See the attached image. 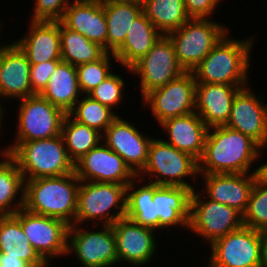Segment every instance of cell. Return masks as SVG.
<instances>
[{"mask_svg": "<svg viewBox=\"0 0 267 267\" xmlns=\"http://www.w3.org/2000/svg\"><path fill=\"white\" fill-rule=\"evenodd\" d=\"M229 31V27L212 18H190L167 36L179 64L185 71H192Z\"/></svg>", "mask_w": 267, "mask_h": 267, "instance_id": "cell-7", "label": "cell"}, {"mask_svg": "<svg viewBox=\"0 0 267 267\" xmlns=\"http://www.w3.org/2000/svg\"><path fill=\"white\" fill-rule=\"evenodd\" d=\"M85 225L69 226L67 256L75 255L83 267L117 266L116 239L112 225H99L101 230H88Z\"/></svg>", "mask_w": 267, "mask_h": 267, "instance_id": "cell-10", "label": "cell"}, {"mask_svg": "<svg viewBox=\"0 0 267 267\" xmlns=\"http://www.w3.org/2000/svg\"><path fill=\"white\" fill-rule=\"evenodd\" d=\"M28 31L14 42L30 64L61 60L60 21H30Z\"/></svg>", "mask_w": 267, "mask_h": 267, "instance_id": "cell-23", "label": "cell"}, {"mask_svg": "<svg viewBox=\"0 0 267 267\" xmlns=\"http://www.w3.org/2000/svg\"><path fill=\"white\" fill-rule=\"evenodd\" d=\"M60 22L99 44L106 51L107 23L104 4L72 1Z\"/></svg>", "mask_w": 267, "mask_h": 267, "instance_id": "cell-25", "label": "cell"}, {"mask_svg": "<svg viewBox=\"0 0 267 267\" xmlns=\"http://www.w3.org/2000/svg\"><path fill=\"white\" fill-rule=\"evenodd\" d=\"M6 42L0 48V98L7 101L10 98L21 100L32 96L31 64L15 42ZM2 103L0 107L5 111Z\"/></svg>", "mask_w": 267, "mask_h": 267, "instance_id": "cell-19", "label": "cell"}, {"mask_svg": "<svg viewBox=\"0 0 267 267\" xmlns=\"http://www.w3.org/2000/svg\"><path fill=\"white\" fill-rule=\"evenodd\" d=\"M260 267H267V231L262 232Z\"/></svg>", "mask_w": 267, "mask_h": 267, "instance_id": "cell-43", "label": "cell"}, {"mask_svg": "<svg viewBox=\"0 0 267 267\" xmlns=\"http://www.w3.org/2000/svg\"><path fill=\"white\" fill-rule=\"evenodd\" d=\"M127 186L81 181L78 188L77 212L73 225L87 223L88 226L90 221V224L92 222L99 228L98 224L100 223V225H112L117 220L125 218Z\"/></svg>", "mask_w": 267, "mask_h": 267, "instance_id": "cell-6", "label": "cell"}, {"mask_svg": "<svg viewBox=\"0 0 267 267\" xmlns=\"http://www.w3.org/2000/svg\"><path fill=\"white\" fill-rule=\"evenodd\" d=\"M134 123L120 115L102 133V142L121 156L138 175L146 166L153 136L143 135Z\"/></svg>", "mask_w": 267, "mask_h": 267, "instance_id": "cell-18", "label": "cell"}, {"mask_svg": "<svg viewBox=\"0 0 267 267\" xmlns=\"http://www.w3.org/2000/svg\"><path fill=\"white\" fill-rule=\"evenodd\" d=\"M80 182L75 171L62 176L24 180L23 208L71 226L75 222Z\"/></svg>", "mask_w": 267, "mask_h": 267, "instance_id": "cell-3", "label": "cell"}, {"mask_svg": "<svg viewBox=\"0 0 267 267\" xmlns=\"http://www.w3.org/2000/svg\"><path fill=\"white\" fill-rule=\"evenodd\" d=\"M243 224L254 230L267 231V184L258 179L252 188L246 211L243 213Z\"/></svg>", "mask_w": 267, "mask_h": 267, "instance_id": "cell-37", "label": "cell"}, {"mask_svg": "<svg viewBox=\"0 0 267 267\" xmlns=\"http://www.w3.org/2000/svg\"><path fill=\"white\" fill-rule=\"evenodd\" d=\"M199 178L203 180L202 185L204 183L201 192L205 191L207 198L234 207L243 214L257 175L256 173L199 174Z\"/></svg>", "mask_w": 267, "mask_h": 267, "instance_id": "cell-20", "label": "cell"}, {"mask_svg": "<svg viewBox=\"0 0 267 267\" xmlns=\"http://www.w3.org/2000/svg\"><path fill=\"white\" fill-rule=\"evenodd\" d=\"M2 22H0V32H1V27H2V24H1ZM1 37V36H0ZM2 42L0 41V48H1V46L3 45V43L1 44Z\"/></svg>", "mask_w": 267, "mask_h": 267, "instance_id": "cell-49", "label": "cell"}, {"mask_svg": "<svg viewBox=\"0 0 267 267\" xmlns=\"http://www.w3.org/2000/svg\"><path fill=\"white\" fill-rule=\"evenodd\" d=\"M264 98L263 93L255 94L250 85L241 88L234 97L225 125L247 135L260 147L267 146V103L262 100Z\"/></svg>", "mask_w": 267, "mask_h": 267, "instance_id": "cell-17", "label": "cell"}, {"mask_svg": "<svg viewBox=\"0 0 267 267\" xmlns=\"http://www.w3.org/2000/svg\"><path fill=\"white\" fill-rule=\"evenodd\" d=\"M143 13L163 35L179 29L190 17L184 0H144Z\"/></svg>", "mask_w": 267, "mask_h": 267, "instance_id": "cell-32", "label": "cell"}, {"mask_svg": "<svg viewBox=\"0 0 267 267\" xmlns=\"http://www.w3.org/2000/svg\"><path fill=\"white\" fill-rule=\"evenodd\" d=\"M163 36L142 12L128 29L123 45L114 53L119 67L131 68Z\"/></svg>", "mask_w": 267, "mask_h": 267, "instance_id": "cell-26", "label": "cell"}, {"mask_svg": "<svg viewBox=\"0 0 267 267\" xmlns=\"http://www.w3.org/2000/svg\"><path fill=\"white\" fill-rule=\"evenodd\" d=\"M0 148V216L14 215L23 208L24 178L17 163Z\"/></svg>", "mask_w": 267, "mask_h": 267, "instance_id": "cell-30", "label": "cell"}, {"mask_svg": "<svg viewBox=\"0 0 267 267\" xmlns=\"http://www.w3.org/2000/svg\"><path fill=\"white\" fill-rule=\"evenodd\" d=\"M80 181L129 185L137 176L124 159L103 142L91 149L74 164Z\"/></svg>", "mask_w": 267, "mask_h": 267, "instance_id": "cell-16", "label": "cell"}, {"mask_svg": "<svg viewBox=\"0 0 267 267\" xmlns=\"http://www.w3.org/2000/svg\"><path fill=\"white\" fill-rule=\"evenodd\" d=\"M40 95L68 114L83 95L78 83L76 66L61 61Z\"/></svg>", "mask_w": 267, "mask_h": 267, "instance_id": "cell-27", "label": "cell"}, {"mask_svg": "<svg viewBox=\"0 0 267 267\" xmlns=\"http://www.w3.org/2000/svg\"><path fill=\"white\" fill-rule=\"evenodd\" d=\"M192 192V189L183 186L154 184L156 231L177 228V226L188 231Z\"/></svg>", "mask_w": 267, "mask_h": 267, "instance_id": "cell-21", "label": "cell"}, {"mask_svg": "<svg viewBox=\"0 0 267 267\" xmlns=\"http://www.w3.org/2000/svg\"><path fill=\"white\" fill-rule=\"evenodd\" d=\"M0 253L6 254V258H19L28 266L46 262L32 247L13 215L0 216Z\"/></svg>", "mask_w": 267, "mask_h": 267, "instance_id": "cell-29", "label": "cell"}, {"mask_svg": "<svg viewBox=\"0 0 267 267\" xmlns=\"http://www.w3.org/2000/svg\"><path fill=\"white\" fill-rule=\"evenodd\" d=\"M243 87L246 86L196 83L195 112L208 128L225 126L230 116L234 97Z\"/></svg>", "mask_w": 267, "mask_h": 267, "instance_id": "cell-22", "label": "cell"}, {"mask_svg": "<svg viewBox=\"0 0 267 267\" xmlns=\"http://www.w3.org/2000/svg\"><path fill=\"white\" fill-rule=\"evenodd\" d=\"M142 181L146 183V178L142 180L136 176L127 186L125 217L135 224L156 230V209L153 202L154 183L147 181L146 184L137 185Z\"/></svg>", "mask_w": 267, "mask_h": 267, "instance_id": "cell-31", "label": "cell"}, {"mask_svg": "<svg viewBox=\"0 0 267 267\" xmlns=\"http://www.w3.org/2000/svg\"><path fill=\"white\" fill-rule=\"evenodd\" d=\"M204 195L205 193H201L197 188L192 192L189 232L201 237L207 245H211L219 238L244 226L241 212Z\"/></svg>", "mask_w": 267, "mask_h": 267, "instance_id": "cell-9", "label": "cell"}, {"mask_svg": "<svg viewBox=\"0 0 267 267\" xmlns=\"http://www.w3.org/2000/svg\"><path fill=\"white\" fill-rule=\"evenodd\" d=\"M261 241V231L243 226L210 245L205 267H260Z\"/></svg>", "mask_w": 267, "mask_h": 267, "instance_id": "cell-14", "label": "cell"}, {"mask_svg": "<svg viewBox=\"0 0 267 267\" xmlns=\"http://www.w3.org/2000/svg\"><path fill=\"white\" fill-rule=\"evenodd\" d=\"M61 60L73 66L99 60L106 51L99 44L66 28L60 22Z\"/></svg>", "mask_w": 267, "mask_h": 267, "instance_id": "cell-33", "label": "cell"}, {"mask_svg": "<svg viewBox=\"0 0 267 267\" xmlns=\"http://www.w3.org/2000/svg\"><path fill=\"white\" fill-rule=\"evenodd\" d=\"M159 126L167 132L163 141L197 160L201 158L209 128L196 112L167 119Z\"/></svg>", "mask_w": 267, "mask_h": 267, "instance_id": "cell-24", "label": "cell"}, {"mask_svg": "<svg viewBox=\"0 0 267 267\" xmlns=\"http://www.w3.org/2000/svg\"><path fill=\"white\" fill-rule=\"evenodd\" d=\"M254 169L256 170L257 179L260 182L267 184V160L261 165L256 166Z\"/></svg>", "mask_w": 267, "mask_h": 267, "instance_id": "cell-44", "label": "cell"}, {"mask_svg": "<svg viewBox=\"0 0 267 267\" xmlns=\"http://www.w3.org/2000/svg\"><path fill=\"white\" fill-rule=\"evenodd\" d=\"M158 124L167 119L195 112L196 81L191 71H185L165 86L154 89L142 98ZM147 105V106H145Z\"/></svg>", "mask_w": 267, "mask_h": 267, "instance_id": "cell-13", "label": "cell"}, {"mask_svg": "<svg viewBox=\"0 0 267 267\" xmlns=\"http://www.w3.org/2000/svg\"><path fill=\"white\" fill-rule=\"evenodd\" d=\"M62 60H51L39 64H31L30 68V84L33 95L41 94L47 87L51 74L55 71L57 65Z\"/></svg>", "mask_w": 267, "mask_h": 267, "instance_id": "cell-40", "label": "cell"}, {"mask_svg": "<svg viewBox=\"0 0 267 267\" xmlns=\"http://www.w3.org/2000/svg\"><path fill=\"white\" fill-rule=\"evenodd\" d=\"M8 155L17 163L24 180L74 172L62 134L17 144Z\"/></svg>", "mask_w": 267, "mask_h": 267, "instance_id": "cell-4", "label": "cell"}, {"mask_svg": "<svg viewBox=\"0 0 267 267\" xmlns=\"http://www.w3.org/2000/svg\"><path fill=\"white\" fill-rule=\"evenodd\" d=\"M6 111H4L1 107H0V134H1V129H2V127L1 126H3L2 125V122L4 121L3 119L5 118V116H4V113H5Z\"/></svg>", "mask_w": 267, "mask_h": 267, "instance_id": "cell-46", "label": "cell"}, {"mask_svg": "<svg viewBox=\"0 0 267 267\" xmlns=\"http://www.w3.org/2000/svg\"><path fill=\"white\" fill-rule=\"evenodd\" d=\"M104 11L107 23L106 52L114 54L123 45L128 29L143 12V7L134 1L107 0Z\"/></svg>", "mask_w": 267, "mask_h": 267, "instance_id": "cell-28", "label": "cell"}, {"mask_svg": "<svg viewBox=\"0 0 267 267\" xmlns=\"http://www.w3.org/2000/svg\"><path fill=\"white\" fill-rule=\"evenodd\" d=\"M68 115L75 121L103 133L119 116L116 111L102 105L88 95H82Z\"/></svg>", "mask_w": 267, "mask_h": 267, "instance_id": "cell-35", "label": "cell"}, {"mask_svg": "<svg viewBox=\"0 0 267 267\" xmlns=\"http://www.w3.org/2000/svg\"><path fill=\"white\" fill-rule=\"evenodd\" d=\"M267 146L260 147L247 135L226 126L208 129L204 150L198 160L199 174L256 173L253 164Z\"/></svg>", "mask_w": 267, "mask_h": 267, "instance_id": "cell-1", "label": "cell"}, {"mask_svg": "<svg viewBox=\"0 0 267 267\" xmlns=\"http://www.w3.org/2000/svg\"><path fill=\"white\" fill-rule=\"evenodd\" d=\"M50 264L51 262L46 261L44 264H38V265L28 266V267H50Z\"/></svg>", "mask_w": 267, "mask_h": 267, "instance_id": "cell-47", "label": "cell"}, {"mask_svg": "<svg viewBox=\"0 0 267 267\" xmlns=\"http://www.w3.org/2000/svg\"><path fill=\"white\" fill-rule=\"evenodd\" d=\"M125 81L122 76L113 72L87 95L113 111L116 110L114 108L118 110L119 104L124 103Z\"/></svg>", "mask_w": 267, "mask_h": 267, "instance_id": "cell-38", "label": "cell"}, {"mask_svg": "<svg viewBox=\"0 0 267 267\" xmlns=\"http://www.w3.org/2000/svg\"><path fill=\"white\" fill-rule=\"evenodd\" d=\"M74 1L104 4L107 0H74Z\"/></svg>", "mask_w": 267, "mask_h": 267, "instance_id": "cell-45", "label": "cell"}, {"mask_svg": "<svg viewBox=\"0 0 267 267\" xmlns=\"http://www.w3.org/2000/svg\"><path fill=\"white\" fill-rule=\"evenodd\" d=\"M13 216L20 222L32 247L45 261L53 262L58 257L60 259L67 256V223L32 213L24 208L19 209Z\"/></svg>", "mask_w": 267, "mask_h": 267, "instance_id": "cell-12", "label": "cell"}, {"mask_svg": "<svg viewBox=\"0 0 267 267\" xmlns=\"http://www.w3.org/2000/svg\"><path fill=\"white\" fill-rule=\"evenodd\" d=\"M111 60L117 62L113 53H105L99 60L76 66L80 90L87 95L114 71Z\"/></svg>", "mask_w": 267, "mask_h": 267, "instance_id": "cell-36", "label": "cell"}, {"mask_svg": "<svg viewBox=\"0 0 267 267\" xmlns=\"http://www.w3.org/2000/svg\"><path fill=\"white\" fill-rule=\"evenodd\" d=\"M222 0H184L186 12L190 18H212L215 9Z\"/></svg>", "mask_w": 267, "mask_h": 267, "instance_id": "cell-41", "label": "cell"}, {"mask_svg": "<svg viewBox=\"0 0 267 267\" xmlns=\"http://www.w3.org/2000/svg\"><path fill=\"white\" fill-rule=\"evenodd\" d=\"M116 239L118 265L143 267L149 265L157 252L156 230L122 218L112 224Z\"/></svg>", "mask_w": 267, "mask_h": 267, "instance_id": "cell-15", "label": "cell"}, {"mask_svg": "<svg viewBox=\"0 0 267 267\" xmlns=\"http://www.w3.org/2000/svg\"><path fill=\"white\" fill-rule=\"evenodd\" d=\"M137 176L142 180L150 177L148 182L157 185L183 186L194 191L197 185L187 180L189 177L193 182L198 181V160L155 137L149 147L147 164Z\"/></svg>", "mask_w": 267, "mask_h": 267, "instance_id": "cell-5", "label": "cell"}, {"mask_svg": "<svg viewBox=\"0 0 267 267\" xmlns=\"http://www.w3.org/2000/svg\"><path fill=\"white\" fill-rule=\"evenodd\" d=\"M73 1V0H70ZM69 0H34L30 21H60L71 3Z\"/></svg>", "mask_w": 267, "mask_h": 267, "instance_id": "cell-39", "label": "cell"}, {"mask_svg": "<svg viewBox=\"0 0 267 267\" xmlns=\"http://www.w3.org/2000/svg\"><path fill=\"white\" fill-rule=\"evenodd\" d=\"M125 70L140 77L141 98L185 72L177 60L175 47L167 35H163L144 57Z\"/></svg>", "mask_w": 267, "mask_h": 267, "instance_id": "cell-11", "label": "cell"}, {"mask_svg": "<svg viewBox=\"0 0 267 267\" xmlns=\"http://www.w3.org/2000/svg\"><path fill=\"white\" fill-rule=\"evenodd\" d=\"M120 1H134V2H139L141 4L144 2V0H120Z\"/></svg>", "mask_w": 267, "mask_h": 267, "instance_id": "cell-48", "label": "cell"}, {"mask_svg": "<svg viewBox=\"0 0 267 267\" xmlns=\"http://www.w3.org/2000/svg\"><path fill=\"white\" fill-rule=\"evenodd\" d=\"M19 102L16 134H14V142L3 147L6 154L21 142L61 135L62 122L66 115L61 109L40 94L26 97Z\"/></svg>", "mask_w": 267, "mask_h": 267, "instance_id": "cell-8", "label": "cell"}, {"mask_svg": "<svg viewBox=\"0 0 267 267\" xmlns=\"http://www.w3.org/2000/svg\"><path fill=\"white\" fill-rule=\"evenodd\" d=\"M255 38H232L228 32L194 68L196 83L248 86L251 51Z\"/></svg>", "mask_w": 267, "mask_h": 267, "instance_id": "cell-2", "label": "cell"}, {"mask_svg": "<svg viewBox=\"0 0 267 267\" xmlns=\"http://www.w3.org/2000/svg\"><path fill=\"white\" fill-rule=\"evenodd\" d=\"M0 267H28V265L19 258H6V254L0 253Z\"/></svg>", "mask_w": 267, "mask_h": 267, "instance_id": "cell-42", "label": "cell"}, {"mask_svg": "<svg viewBox=\"0 0 267 267\" xmlns=\"http://www.w3.org/2000/svg\"><path fill=\"white\" fill-rule=\"evenodd\" d=\"M61 134L67 154L74 164L102 142V133L75 121L68 114L63 119Z\"/></svg>", "mask_w": 267, "mask_h": 267, "instance_id": "cell-34", "label": "cell"}]
</instances>
